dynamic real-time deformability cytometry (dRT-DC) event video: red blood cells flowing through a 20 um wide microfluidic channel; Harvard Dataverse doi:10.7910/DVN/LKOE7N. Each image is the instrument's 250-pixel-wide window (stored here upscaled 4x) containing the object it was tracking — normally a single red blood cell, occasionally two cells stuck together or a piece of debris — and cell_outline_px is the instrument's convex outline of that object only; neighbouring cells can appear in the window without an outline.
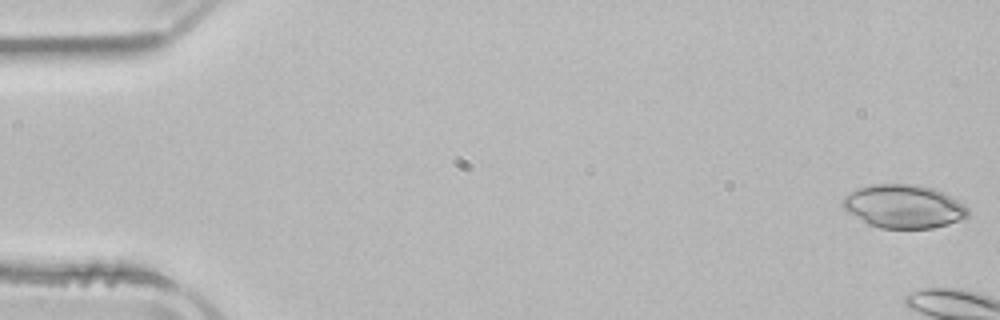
{"species": "common noctule bat (a hibernating species)", "species_latin": "Nyctalus noctula", "temperature_condition": "room temperature", "stored_images_in_passage": 3, "camera_frame_rate_fps": 3000, "um_per_image_px": 0.085, "animal": {"sex": "male", "body_mass_g": 21.5, "forearm_length_mm": 52.0}, "frame": {"image": 1, "passage_image": 1, "time_ms": 0.0, "image_size_px": [1000, 320], "cell_outline_px": [[968, 216], [948, 224], [932, 228], [880, 228], [868, 224], [848, 212], [840, 204], [844, 196], [856, 188], [872, 184], [912, 184], [932, 188], [944, 192], [964, 204], [968, 208]], "centroid_in_image_um": [76.79, 17.54], "position_along_channel_um": 8.2, "area_um2": 31.67}}